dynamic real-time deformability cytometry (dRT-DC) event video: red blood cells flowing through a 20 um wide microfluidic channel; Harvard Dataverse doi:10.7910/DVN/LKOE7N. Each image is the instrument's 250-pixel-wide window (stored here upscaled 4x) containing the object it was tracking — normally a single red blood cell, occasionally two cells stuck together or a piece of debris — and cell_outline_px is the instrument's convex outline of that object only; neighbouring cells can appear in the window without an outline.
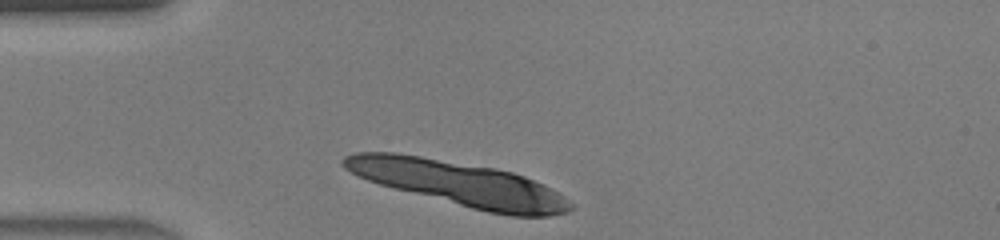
{"species": "human", "species_latin": "Homo sapiens", "temperature_condition": "warm", "stored_images_in_passage": 6, "camera_frame_rate_fps": 3000, "um_per_image_px": 0.085, "donor": {"sex": "male"}, "frame": {"image": 1, "passage_image": 1, "time_ms": 0.0, "image_size_px": [1000, 240], "cell_outline_px": [[572, 208], [568, 212], [548, 216], [512, 216], [488, 212], [472, 208], [380, 184], [356, 176], [344, 168], [340, 164], [340, 160], [344, 156], [356, 152], [396, 152], [496, 168], [512, 172], [524, 176], [544, 184], [552, 188], [564, 196], [572, 204]], "centroid_in_image_um": [39.02, 15.58], "position_along_channel_um": 46.0, "area_um2": 58.61}}